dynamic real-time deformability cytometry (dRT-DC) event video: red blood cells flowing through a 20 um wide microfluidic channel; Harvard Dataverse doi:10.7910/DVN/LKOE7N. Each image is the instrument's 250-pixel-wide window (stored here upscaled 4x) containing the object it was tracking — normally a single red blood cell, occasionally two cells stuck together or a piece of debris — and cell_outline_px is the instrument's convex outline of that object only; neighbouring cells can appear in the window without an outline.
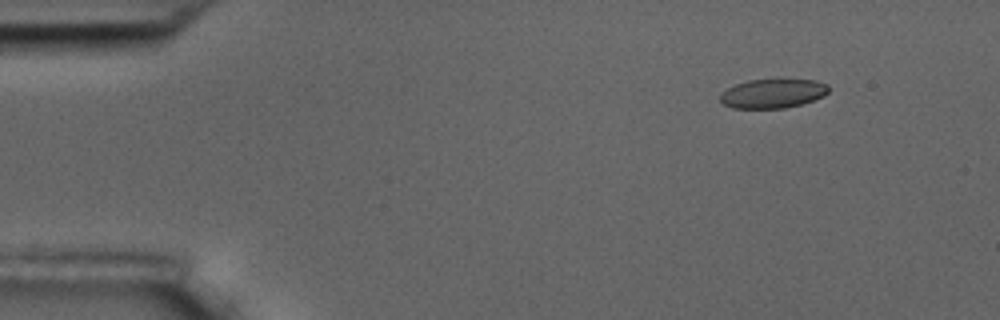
{"species": "common noctule bat (a hibernating species)", "species_latin": "Nyctalus noctula", "temperature_condition": "room temperature", "stored_images_in_passage": 5, "camera_frame_rate_fps": 3000, "um_per_image_px": 0.085, "animal": {"sex": "male", "body_mass_g": 17.5, "forearm_length_mm": 52.3}, "frame": {"image": 1, "passage_image": 1, "time_ms": 0.0, "image_size_px": [1000, 320], "cell_outline_px": [[828, 92], [824, 96], [800, 104], [784, 108], [732, 108], [724, 104], [720, 100], [720, 96], [728, 88], [736, 84], [748, 80], [816, 80], [828, 84]], "centroid_in_image_um": [65.7, 7.95], "position_along_channel_um": 19.3, "area_um2": 18.15}}
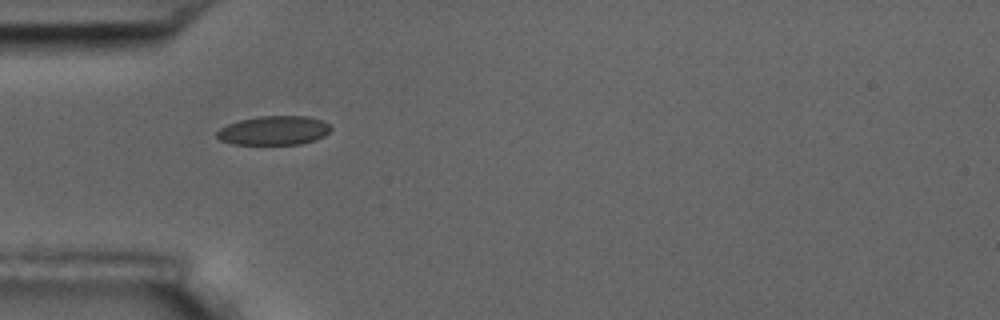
{"frame": {"image": 2, "passage_image": 4, "time_ms": 3.667, "image_size_px": [1000, 320], "cell_outline_px": [[332, 128], [324, 136], [316, 140], [300, 144], [232, 144], [220, 140], [216, 136], [216, 132], [220, 128], [228, 124], [240, 120], [260, 116], [308, 116], [320, 120], [328, 124]], "centroid_in_image_um": [23.27, 11.09], "position_along_channel_um": 61.7, "area_um2": 19.25}}